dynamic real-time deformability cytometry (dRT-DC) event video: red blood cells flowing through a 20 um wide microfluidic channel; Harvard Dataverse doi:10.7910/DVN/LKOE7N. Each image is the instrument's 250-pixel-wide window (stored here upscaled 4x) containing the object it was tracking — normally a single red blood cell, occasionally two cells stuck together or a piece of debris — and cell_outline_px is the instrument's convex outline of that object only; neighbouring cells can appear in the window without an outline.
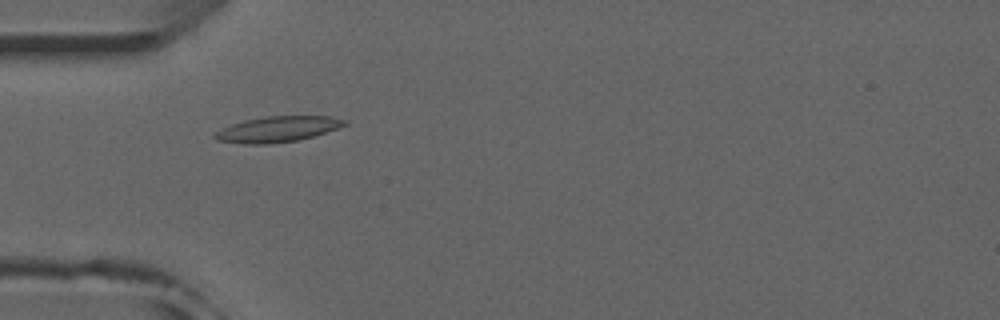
{"species": "common noctule bat (a hibernating species)", "species_latin": "Nyctalus noctula", "temperature_condition": "room temperature", "stored_images_in_passage": 45, "camera_frame_rate_fps": 3000, "um_per_image_px": 0.085, "animal": {"sex": "male", "forearm_length_mm": 52.5}, "frame": {"image": 1, "passage_image": 9, "time_ms": 2.667, "image_size_px": [1000, 320], "cell_outline_px": [[348, 124], [316, 136], [296, 140], [268, 144], [244, 144], [216, 140], [212, 136], [216, 132], [232, 124], [244, 120], [264, 116], [332, 116], [348, 120]], "centroid_in_image_um": [23.63, 10.97], "position_along_channel_um": 61.4, "area_um2": 19.48}}
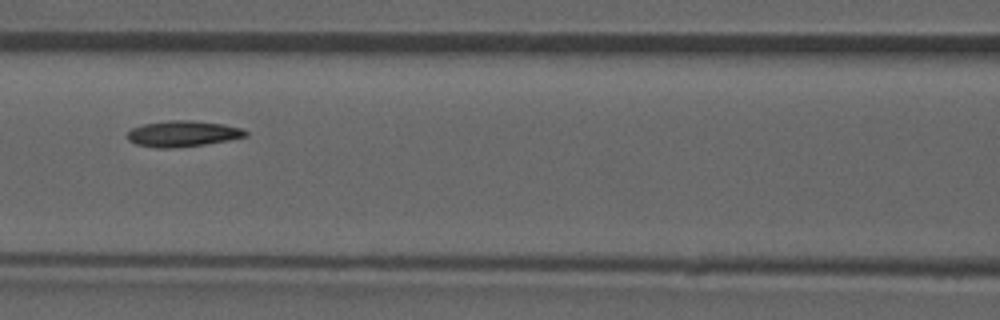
{"frame": {"image": 2, "passage_image": 16, "time_ms": 5.0, "image_size_px": [1000, 320], "cell_outline_px": [[248, 136], [228, 140], [204, 144], [172, 148], [156, 148], [136, 144], [128, 140], [128, 132], [132, 128], [144, 124], [172, 120], [192, 120], [224, 124], [240, 128], [248, 132]], "centroid_in_image_um": [15.54, 11.36], "position_along_channel_um": 151.1, "area_um2": 17.74}}
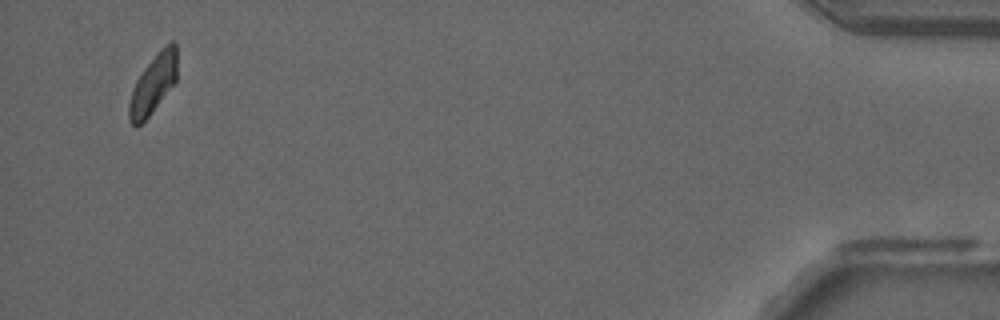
{"frame": {"image": 3, "passage_image": 43, "time_ms": 14.0, "image_size_px": [1000, 320], "cell_outline_px": [[176, 80], [148, 116], [136, 128], [128, 120], [128, 104], [136, 80], [144, 68], [156, 52], [160, 48], [172, 40], [176, 40]], "centroid_in_image_um": [13.0, 7.11], "position_along_channel_um": 422.2, "area_um2": 16.36}, "authors_computed_cell_mechanics": {"area_um2": 17.5134, "velocity_mm_per_s": 3.945, "shape_relaxation_time_tau1_ms": 6.6502, "shape_relaxation_time_tau2_ms": null, "deformation_change_tau1": 0.1442, "deformation_change_tau2": null}}